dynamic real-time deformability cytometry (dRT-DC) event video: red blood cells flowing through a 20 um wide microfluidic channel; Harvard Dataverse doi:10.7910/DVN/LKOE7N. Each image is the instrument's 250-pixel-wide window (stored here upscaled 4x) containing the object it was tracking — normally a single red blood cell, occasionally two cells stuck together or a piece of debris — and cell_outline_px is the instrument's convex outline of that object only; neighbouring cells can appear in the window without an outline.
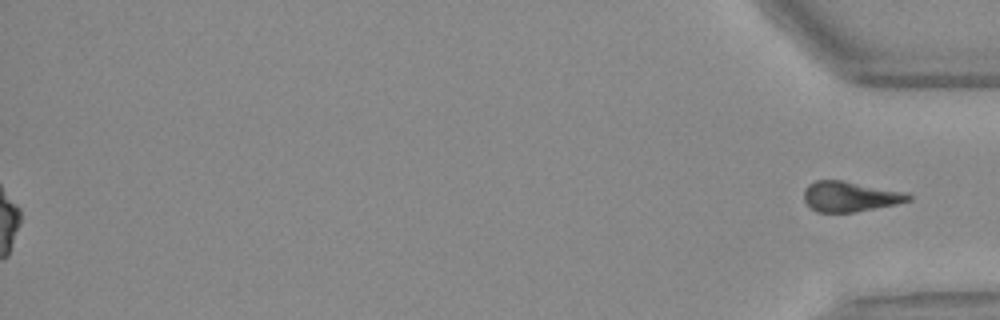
{"species": "Egyptian fruit bat (a non-hibernating species)", "species_latin": "Rousettus aegyptiacus", "temperature_condition": "warm", "stored_images_in_passage": 54, "segment_of_instrument_passage": [2, 2], "camera_frame_rate_fps": 3000, "um_per_image_px": 0.085, "animal": {"sex": "female"}, "frame": {"image": 1, "passage_image": 54, "time_ms": 17.667, "image_size_px": [1000, 320], "cell_outline_px": [[912, 200], [896, 204], [856, 212], [816, 212], [804, 200], [804, 188], [808, 184], [816, 180], [840, 180], [908, 192], [912, 196]], "centroid_in_image_um": [72.27, 16.7], "position_along_channel_um": 362.9, "area_um2": 18.5}}